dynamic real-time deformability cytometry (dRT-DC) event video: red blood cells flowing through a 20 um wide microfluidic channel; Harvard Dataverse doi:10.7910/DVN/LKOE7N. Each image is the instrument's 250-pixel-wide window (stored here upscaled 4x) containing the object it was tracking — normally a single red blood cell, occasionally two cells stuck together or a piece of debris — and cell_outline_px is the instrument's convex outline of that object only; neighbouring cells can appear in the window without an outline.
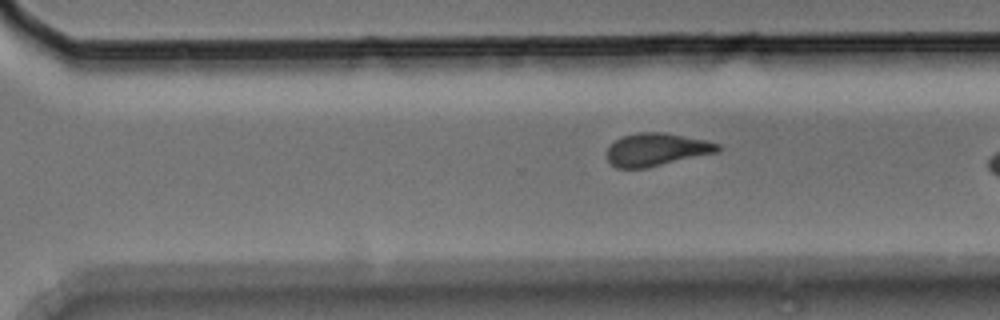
{"species": "Egyptian fruit bat (a non-hibernating species)", "species_latin": "Rousettus aegyptiacus", "temperature_condition": "room temperature", "stored_images_in_passage": 10, "segment_of_instrument_passage": [2, 2], "camera_frame_rate_fps": 3000, "um_per_image_px": 0.085, "animal": {"sex": "male"}, "frame": {"image": 1, "passage_image": 10, "time_ms": 3.0, "image_size_px": [1000, 320], "cell_outline_px": [[720, 148], [716, 152], [644, 168], [616, 168], [608, 160], [608, 148], [616, 140], [624, 136], [636, 132], [664, 132], [704, 140], [720, 144]], "centroid_in_image_um": [55.78, 12.7], "position_along_channel_um": 314.8, "area_um2": 20.69}}